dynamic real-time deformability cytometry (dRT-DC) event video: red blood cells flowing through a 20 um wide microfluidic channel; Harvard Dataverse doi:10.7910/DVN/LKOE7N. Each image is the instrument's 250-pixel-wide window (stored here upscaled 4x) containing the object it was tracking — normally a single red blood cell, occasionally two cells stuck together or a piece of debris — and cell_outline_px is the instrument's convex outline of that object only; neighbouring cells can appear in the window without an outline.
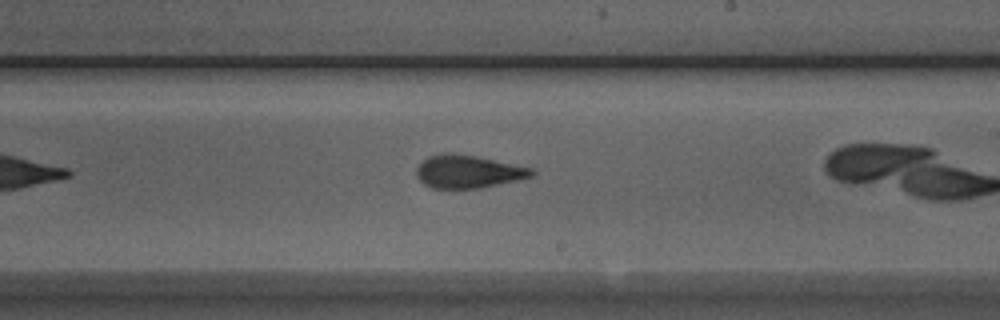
{"species": "Egyptian fruit bat (a non-hibernating species)", "species_latin": "Rousettus aegyptiacus", "temperature_condition": "room temperature", "stored_images_in_passage": 36, "camera_frame_rate_fps": 3000, "um_per_image_px": 0.085, "animal": {"sex": "male"}, "frame": {"image": 1, "passage_image": 26, "time_ms": 8.333, "image_size_px": [1000, 320], "cell_outline_px": [[536, 172], [532, 176], [516, 180], [480, 188], [432, 188], [424, 184], [416, 176], [416, 168], [428, 156], [444, 152], [448, 152], [476, 156], [532, 168]], "centroid_in_image_um": [39.76, 14.58], "position_along_channel_um": 249.2, "area_um2": 21.96}}